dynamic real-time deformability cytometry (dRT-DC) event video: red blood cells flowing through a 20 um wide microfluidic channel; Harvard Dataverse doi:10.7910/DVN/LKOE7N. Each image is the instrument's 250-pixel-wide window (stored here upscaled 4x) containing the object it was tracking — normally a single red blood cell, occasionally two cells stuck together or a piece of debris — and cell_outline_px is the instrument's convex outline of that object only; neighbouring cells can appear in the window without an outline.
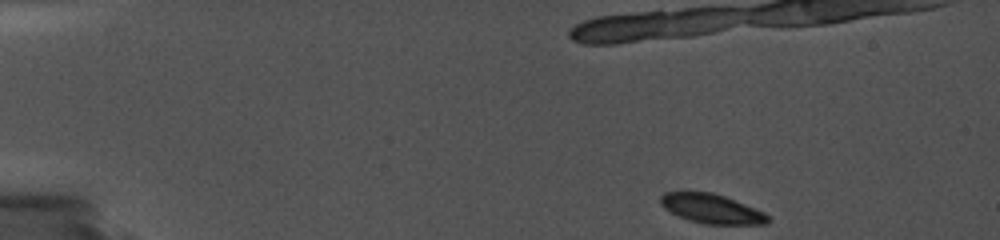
{"species": "common noctule bat (a hibernating species)", "species_latin": "Nyctalus noctula", "temperature_condition": "cold", "stored_images_in_passage": 98, "camera_frame_rate_fps": 5000, "um_per_image_px": 0.085, "animal": {"sex": "female", "body_mass_g": 19.0, "forearm_length_mm": 56.7}, "frame": {"image": 1, "passage_image": 1, "time_ms": 0.0, "image_size_px": [1000, 240], "cell_outline_px": [[772, 220], [768, 224], [704, 224], [688, 220], [664, 208], [660, 204], [660, 196], [664, 192], [712, 192], [724, 196], [764, 212]], "centroid_in_image_um": [60.49, 17.75], "position_along_channel_um": 24.5, "area_um2": 18.26}}